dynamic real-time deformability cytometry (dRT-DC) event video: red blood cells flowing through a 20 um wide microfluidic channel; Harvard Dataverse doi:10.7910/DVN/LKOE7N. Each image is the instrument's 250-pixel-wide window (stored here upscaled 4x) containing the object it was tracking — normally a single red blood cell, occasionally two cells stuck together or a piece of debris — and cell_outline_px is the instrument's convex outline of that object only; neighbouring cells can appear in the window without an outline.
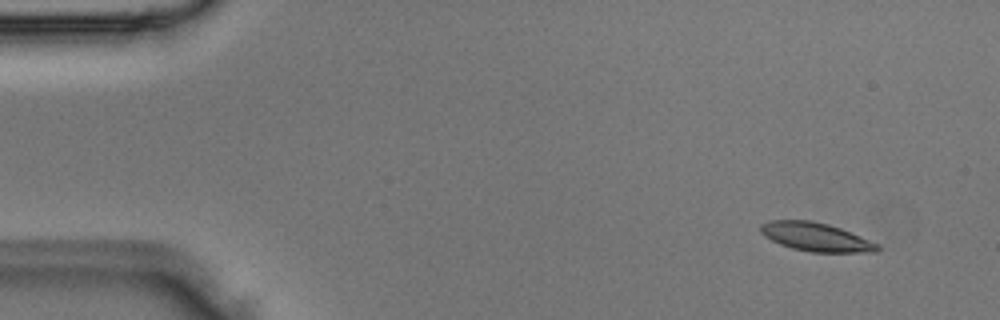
{"species": "Egyptian fruit bat (a non-hibernating species)", "species_latin": "Rousettus aegyptiacus", "temperature_condition": "room temperature", "stored_images_in_passage": 5, "camera_frame_rate_fps": 3000, "um_per_image_px": 0.085, "animal": {"sex": "male"}, "frame": {"image": 1, "passage_image": 1, "time_ms": 0.0, "image_size_px": [1000, 320], "cell_outline_px": [[880, 248], [876, 252], [812, 252], [792, 248], [780, 244], [764, 236], [760, 232], [760, 224], [768, 220], [812, 220], [828, 224], [840, 228], [880, 244]], "centroid_in_image_um": [69.34, 20.13], "position_along_channel_um": 15.7, "area_um2": 19.48}}
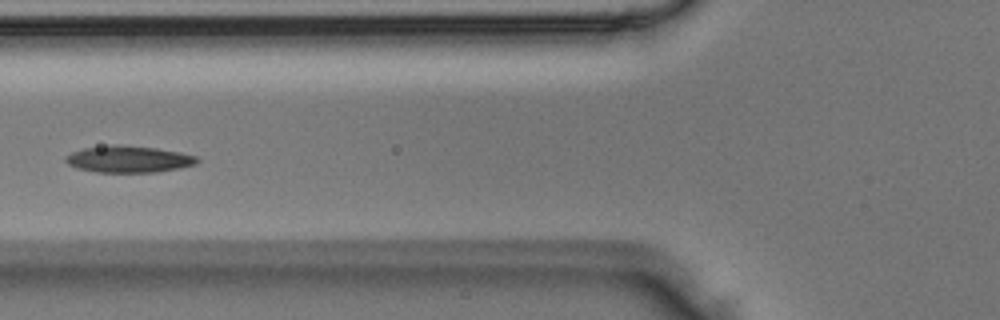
{"frame": {"image": 2, "passage_image": 3, "time_ms": 0.667, "image_size_px": [1000, 320], "cell_outline_px": [[200, 160], [196, 164], [180, 168], [156, 172], [96, 172], [76, 168], [68, 164], [64, 160], [64, 156], [72, 152], [84, 148], [112, 144], [116, 144], [156, 148], [180, 152], [196, 156]], "centroid_in_image_um": [10.91, 13.53], "position_along_channel_um": 114.9, "area_um2": 20.58}}
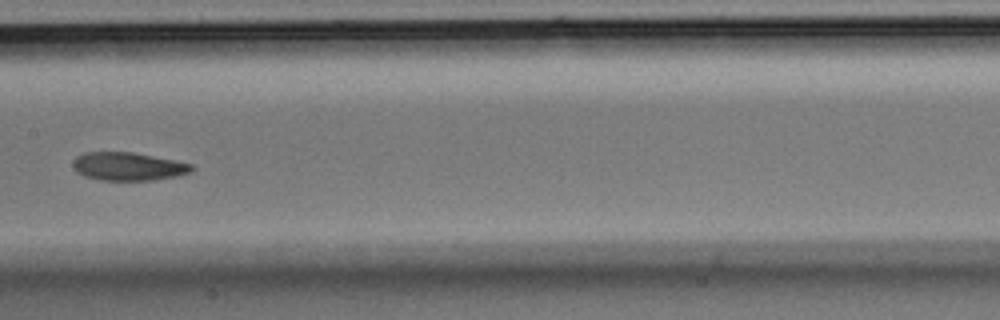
{"frame": {"image": 3, "passage_image": 5, "time_ms": 1.333, "image_size_px": [1000, 320], "cell_outline_px": [[196, 168], [192, 172], [176, 176], [152, 180], [100, 180], [84, 176], [76, 172], [72, 164], [72, 160], [76, 156], [84, 152], [132, 152], [192, 164]], "centroid_in_image_um": [10.86, 14.15], "position_along_channel_um": 196.5, "area_um2": 19.54}}